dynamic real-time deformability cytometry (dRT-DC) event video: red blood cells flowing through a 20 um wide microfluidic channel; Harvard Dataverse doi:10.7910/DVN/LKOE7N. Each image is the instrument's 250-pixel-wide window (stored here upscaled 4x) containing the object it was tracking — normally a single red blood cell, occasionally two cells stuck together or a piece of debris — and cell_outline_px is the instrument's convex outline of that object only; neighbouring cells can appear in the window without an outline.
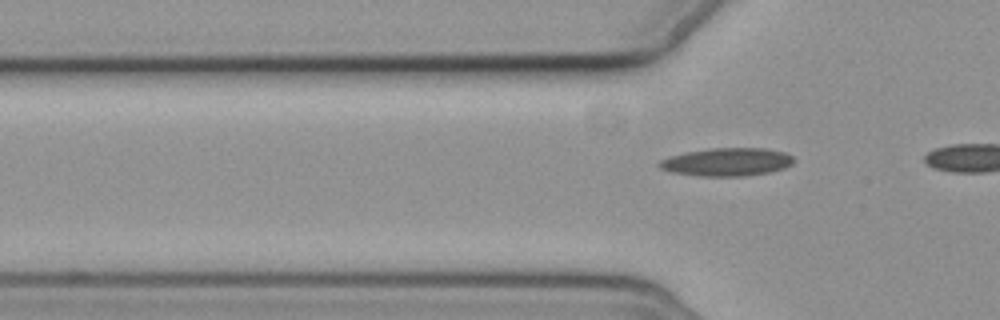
{"species": "common noctule bat (a hibernating species)", "species_latin": "Nyctalus noctula", "temperature_condition": "cold", "stored_images_in_passage": 4, "segment_of_instrument_passage": [2, 2], "camera_frame_rate_fps": 3000, "um_per_image_px": 0.085, "animal": {"sex": "female", "body_mass_g": 19.3, "forearm_length_mm": 54.1}, "frame": {"image": 1, "passage_image": 4, "time_ms": 3.667, "image_size_px": [1000, 320], "cell_outline_px": [[796, 160], [792, 164], [784, 168], [772, 172], [744, 176], [700, 176], [672, 172], [660, 168], [656, 164], [660, 160], [668, 156], [684, 152], [712, 148], [764, 148], [784, 152], [792, 156]], "centroid_in_image_um": [61.78, 13.76], "position_along_channel_um": 64.0, "area_um2": 22.2}}